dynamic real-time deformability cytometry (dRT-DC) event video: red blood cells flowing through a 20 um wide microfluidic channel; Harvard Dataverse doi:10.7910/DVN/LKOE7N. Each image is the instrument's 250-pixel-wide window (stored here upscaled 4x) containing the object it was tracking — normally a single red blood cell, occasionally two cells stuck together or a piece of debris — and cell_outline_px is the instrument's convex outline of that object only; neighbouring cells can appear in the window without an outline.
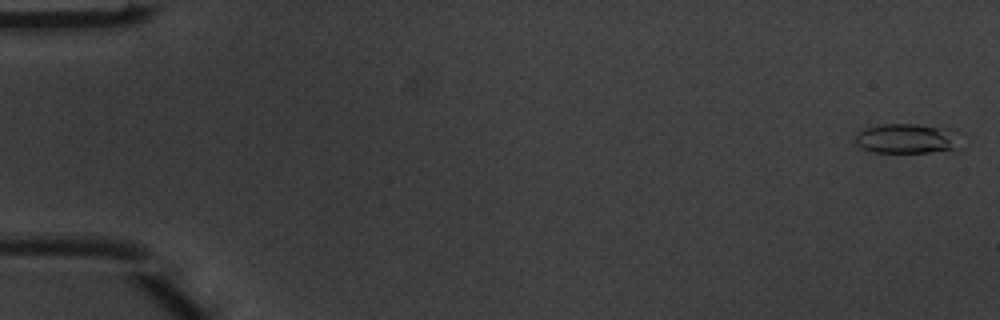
{"species": "common noctule bat (a hibernating species)", "species_latin": "Nyctalus noctula", "temperature_condition": "warm", "stored_images_in_passage": 5, "camera_frame_rate_fps": 3000, "um_per_image_px": 0.085, "animal": {"sex": "male", "body_mass_g": 20.1, "forearm_length_mm": 53.5}, "frame": {"image": 1, "passage_image": 1, "time_ms": 0.0, "image_size_px": [1000, 320], "cell_outline_px": [[960, 152], [872, 152], [860, 148], [856, 144], [856, 136], [860, 132], [868, 128], [884, 124], [916, 124], [940, 128], [960, 148]], "centroid_in_image_um": [76.97, 11.83], "position_along_channel_um": 8.0, "area_um2": 17.46}}